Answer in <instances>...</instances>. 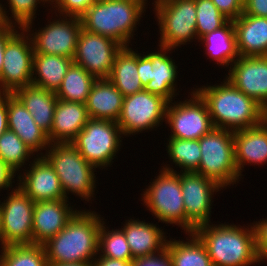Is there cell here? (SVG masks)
<instances>
[{
  "instance_id": "7a4b0ae2",
  "label": "cell",
  "mask_w": 267,
  "mask_h": 266,
  "mask_svg": "<svg viewBox=\"0 0 267 266\" xmlns=\"http://www.w3.org/2000/svg\"><path fill=\"white\" fill-rule=\"evenodd\" d=\"M193 233L204 244L213 266H249L260 263L256 249L254 224L250 228L209 223L196 227Z\"/></svg>"
},
{
  "instance_id": "277c9868",
  "label": "cell",
  "mask_w": 267,
  "mask_h": 266,
  "mask_svg": "<svg viewBox=\"0 0 267 266\" xmlns=\"http://www.w3.org/2000/svg\"><path fill=\"white\" fill-rule=\"evenodd\" d=\"M144 5L131 0H97L80 18L88 32L109 37L128 46ZM133 32V33H132Z\"/></svg>"
},
{
  "instance_id": "83f0119b",
  "label": "cell",
  "mask_w": 267,
  "mask_h": 266,
  "mask_svg": "<svg viewBox=\"0 0 267 266\" xmlns=\"http://www.w3.org/2000/svg\"><path fill=\"white\" fill-rule=\"evenodd\" d=\"M73 62V59L60 55L34 53L32 72L36 76L32 78L31 84L56 92Z\"/></svg>"
},
{
  "instance_id": "ac0fdd59",
  "label": "cell",
  "mask_w": 267,
  "mask_h": 266,
  "mask_svg": "<svg viewBox=\"0 0 267 266\" xmlns=\"http://www.w3.org/2000/svg\"><path fill=\"white\" fill-rule=\"evenodd\" d=\"M67 199L35 202L32 225L33 244L43 245L65 228L77 213Z\"/></svg>"
},
{
  "instance_id": "db71d44e",
  "label": "cell",
  "mask_w": 267,
  "mask_h": 266,
  "mask_svg": "<svg viewBox=\"0 0 267 266\" xmlns=\"http://www.w3.org/2000/svg\"><path fill=\"white\" fill-rule=\"evenodd\" d=\"M242 4H244L247 0H239Z\"/></svg>"
},
{
  "instance_id": "f35d334b",
  "label": "cell",
  "mask_w": 267,
  "mask_h": 266,
  "mask_svg": "<svg viewBox=\"0 0 267 266\" xmlns=\"http://www.w3.org/2000/svg\"><path fill=\"white\" fill-rule=\"evenodd\" d=\"M97 0H53L52 4L64 16L81 17ZM55 2V3H53Z\"/></svg>"
},
{
  "instance_id": "8d00e7d4",
  "label": "cell",
  "mask_w": 267,
  "mask_h": 266,
  "mask_svg": "<svg viewBox=\"0 0 267 266\" xmlns=\"http://www.w3.org/2000/svg\"><path fill=\"white\" fill-rule=\"evenodd\" d=\"M196 3V32L200 39L207 33L224 26L227 19L211 0H195Z\"/></svg>"
},
{
  "instance_id": "9a60e30c",
  "label": "cell",
  "mask_w": 267,
  "mask_h": 266,
  "mask_svg": "<svg viewBox=\"0 0 267 266\" xmlns=\"http://www.w3.org/2000/svg\"><path fill=\"white\" fill-rule=\"evenodd\" d=\"M65 18L50 22L42 30H38V33L34 32L35 35L31 34L33 37L30 35L34 53L74 59L82 21L80 17L65 16Z\"/></svg>"
},
{
  "instance_id": "bcb514c9",
  "label": "cell",
  "mask_w": 267,
  "mask_h": 266,
  "mask_svg": "<svg viewBox=\"0 0 267 266\" xmlns=\"http://www.w3.org/2000/svg\"><path fill=\"white\" fill-rule=\"evenodd\" d=\"M15 171L0 158V190L12 186Z\"/></svg>"
},
{
  "instance_id": "9c48e42d",
  "label": "cell",
  "mask_w": 267,
  "mask_h": 266,
  "mask_svg": "<svg viewBox=\"0 0 267 266\" xmlns=\"http://www.w3.org/2000/svg\"><path fill=\"white\" fill-rule=\"evenodd\" d=\"M154 5L161 46L173 49L197 37L195 0H156Z\"/></svg>"
},
{
  "instance_id": "7c38bea8",
  "label": "cell",
  "mask_w": 267,
  "mask_h": 266,
  "mask_svg": "<svg viewBox=\"0 0 267 266\" xmlns=\"http://www.w3.org/2000/svg\"><path fill=\"white\" fill-rule=\"evenodd\" d=\"M168 102L161 96L142 90L124 97L117 124L123 135H131L159 126L166 117ZM164 118V119H163Z\"/></svg>"
},
{
  "instance_id": "4316f807",
  "label": "cell",
  "mask_w": 267,
  "mask_h": 266,
  "mask_svg": "<svg viewBox=\"0 0 267 266\" xmlns=\"http://www.w3.org/2000/svg\"><path fill=\"white\" fill-rule=\"evenodd\" d=\"M160 46V52L148 53L147 56L152 61L151 81L148 82L145 91L164 98L168 103H172V97H175V79L177 78V66L167 51L172 48ZM164 51V52H163Z\"/></svg>"
},
{
  "instance_id": "f546056e",
  "label": "cell",
  "mask_w": 267,
  "mask_h": 266,
  "mask_svg": "<svg viewBox=\"0 0 267 266\" xmlns=\"http://www.w3.org/2000/svg\"><path fill=\"white\" fill-rule=\"evenodd\" d=\"M199 40L206 45V51L220 65L230 66L239 58L234 23L229 20L224 26L205 34ZM236 58V59H235Z\"/></svg>"
},
{
  "instance_id": "8992f818",
  "label": "cell",
  "mask_w": 267,
  "mask_h": 266,
  "mask_svg": "<svg viewBox=\"0 0 267 266\" xmlns=\"http://www.w3.org/2000/svg\"><path fill=\"white\" fill-rule=\"evenodd\" d=\"M48 147L50 150L43 157L58 175L65 199L70 191L89 201L94 194L95 167L71 143H50Z\"/></svg>"
},
{
  "instance_id": "816d5d0a",
  "label": "cell",
  "mask_w": 267,
  "mask_h": 266,
  "mask_svg": "<svg viewBox=\"0 0 267 266\" xmlns=\"http://www.w3.org/2000/svg\"><path fill=\"white\" fill-rule=\"evenodd\" d=\"M131 1H138V2L142 3L144 6H146L145 4H146L147 0H131Z\"/></svg>"
},
{
  "instance_id": "60d3db41",
  "label": "cell",
  "mask_w": 267,
  "mask_h": 266,
  "mask_svg": "<svg viewBox=\"0 0 267 266\" xmlns=\"http://www.w3.org/2000/svg\"><path fill=\"white\" fill-rule=\"evenodd\" d=\"M218 10L229 20H235L243 13V4L239 0H211Z\"/></svg>"
},
{
  "instance_id": "f1b7e54d",
  "label": "cell",
  "mask_w": 267,
  "mask_h": 266,
  "mask_svg": "<svg viewBox=\"0 0 267 266\" xmlns=\"http://www.w3.org/2000/svg\"><path fill=\"white\" fill-rule=\"evenodd\" d=\"M108 79L124 97L144 90L137 71V53L127 46L122 47Z\"/></svg>"
},
{
  "instance_id": "603a6c76",
  "label": "cell",
  "mask_w": 267,
  "mask_h": 266,
  "mask_svg": "<svg viewBox=\"0 0 267 266\" xmlns=\"http://www.w3.org/2000/svg\"><path fill=\"white\" fill-rule=\"evenodd\" d=\"M233 23L239 56H267V18L241 14Z\"/></svg>"
},
{
  "instance_id": "6da1fadb",
  "label": "cell",
  "mask_w": 267,
  "mask_h": 266,
  "mask_svg": "<svg viewBox=\"0 0 267 266\" xmlns=\"http://www.w3.org/2000/svg\"><path fill=\"white\" fill-rule=\"evenodd\" d=\"M223 82L196 89L208 106L215 128L234 132L257 126L266 119V110L259 103L238 90L229 80Z\"/></svg>"
},
{
  "instance_id": "d4e9b609",
  "label": "cell",
  "mask_w": 267,
  "mask_h": 266,
  "mask_svg": "<svg viewBox=\"0 0 267 266\" xmlns=\"http://www.w3.org/2000/svg\"><path fill=\"white\" fill-rule=\"evenodd\" d=\"M130 220L122 230L129 244L133 259L154 255L166 249L168 241L165 239V234L155 224H148L145 221L135 219Z\"/></svg>"
},
{
  "instance_id": "f6af8a7d",
  "label": "cell",
  "mask_w": 267,
  "mask_h": 266,
  "mask_svg": "<svg viewBox=\"0 0 267 266\" xmlns=\"http://www.w3.org/2000/svg\"><path fill=\"white\" fill-rule=\"evenodd\" d=\"M15 23H1L0 24V75L3 67V56L6 47L7 39L15 32L13 26Z\"/></svg>"
},
{
  "instance_id": "ee69618b",
  "label": "cell",
  "mask_w": 267,
  "mask_h": 266,
  "mask_svg": "<svg viewBox=\"0 0 267 266\" xmlns=\"http://www.w3.org/2000/svg\"><path fill=\"white\" fill-rule=\"evenodd\" d=\"M151 70H152V61L147 56H141L137 54V71L139 78L142 82L143 87L145 88L149 81H151Z\"/></svg>"
},
{
  "instance_id": "cb8c5ba5",
  "label": "cell",
  "mask_w": 267,
  "mask_h": 266,
  "mask_svg": "<svg viewBox=\"0 0 267 266\" xmlns=\"http://www.w3.org/2000/svg\"><path fill=\"white\" fill-rule=\"evenodd\" d=\"M124 96L107 79H97L85 103L88 115L93 119L117 122L122 110Z\"/></svg>"
},
{
  "instance_id": "2e32d148",
  "label": "cell",
  "mask_w": 267,
  "mask_h": 266,
  "mask_svg": "<svg viewBox=\"0 0 267 266\" xmlns=\"http://www.w3.org/2000/svg\"><path fill=\"white\" fill-rule=\"evenodd\" d=\"M181 171L180 183L186 217L196 227L209 223L211 198L215 191H219L221 186L199 173L183 172L182 169Z\"/></svg>"
},
{
  "instance_id": "1f68e13d",
  "label": "cell",
  "mask_w": 267,
  "mask_h": 266,
  "mask_svg": "<svg viewBox=\"0 0 267 266\" xmlns=\"http://www.w3.org/2000/svg\"><path fill=\"white\" fill-rule=\"evenodd\" d=\"M188 235L192 236L188 242L170 239L166 244L173 266H213L201 240L193 232Z\"/></svg>"
},
{
  "instance_id": "ba28073f",
  "label": "cell",
  "mask_w": 267,
  "mask_h": 266,
  "mask_svg": "<svg viewBox=\"0 0 267 266\" xmlns=\"http://www.w3.org/2000/svg\"><path fill=\"white\" fill-rule=\"evenodd\" d=\"M121 135L117 122L90 118L71 144L89 164L102 168L114 159Z\"/></svg>"
},
{
  "instance_id": "f907efd6",
  "label": "cell",
  "mask_w": 267,
  "mask_h": 266,
  "mask_svg": "<svg viewBox=\"0 0 267 266\" xmlns=\"http://www.w3.org/2000/svg\"><path fill=\"white\" fill-rule=\"evenodd\" d=\"M0 4V24L1 23H11L12 24V20H10L8 18V16L6 15L7 12L5 11V9H2L3 6Z\"/></svg>"
},
{
  "instance_id": "3957f363",
  "label": "cell",
  "mask_w": 267,
  "mask_h": 266,
  "mask_svg": "<svg viewBox=\"0 0 267 266\" xmlns=\"http://www.w3.org/2000/svg\"><path fill=\"white\" fill-rule=\"evenodd\" d=\"M101 220L96 213L78 211L64 229L43 244L47 262H93L99 253Z\"/></svg>"
},
{
  "instance_id": "4fadbf2b",
  "label": "cell",
  "mask_w": 267,
  "mask_h": 266,
  "mask_svg": "<svg viewBox=\"0 0 267 266\" xmlns=\"http://www.w3.org/2000/svg\"><path fill=\"white\" fill-rule=\"evenodd\" d=\"M192 95L188 101L167 104L165 119L173 132L171 138L196 140L214 128L206 102L197 92Z\"/></svg>"
},
{
  "instance_id": "7402d4cb",
  "label": "cell",
  "mask_w": 267,
  "mask_h": 266,
  "mask_svg": "<svg viewBox=\"0 0 267 266\" xmlns=\"http://www.w3.org/2000/svg\"><path fill=\"white\" fill-rule=\"evenodd\" d=\"M235 162L239 176L246 163L267 162V119L257 126L234 131Z\"/></svg>"
},
{
  "instance_id": "e0dca14e",
  "label": "cell",
  "mask_w": 267,
  "mask_h": 266,
  "mask_svg": "<svg viewBox=\"0 0 267 266\" xmlns=\"http://www.w3.org/2000/svg\"><path fill=\"white\" fill-rule=\"evenodd\" d=\"M226 79L267 111V56H239Z\"/></svg>"
},
{
  "instance_id": "7dc6e473",
  "label": "cell",
  "mask_w": 267,
  "mask_h": 266,
  "mask_svg": "<svg viewBox=\"0 0 267 266\" xmlns=\"http://www.w3.org/2000/svg\"><path fill=\"white\" fill-rule=\"evenodd\" d=\"M7 129H8L7 93L0 92V136Z\"/></svg>"
},
{
  "instance_id": "484cf974",
  "label": "cell",
  "mask_w": 267,
  "mask_h": 266,
  "mask_svg": "<svg viewBox=\"0 0 267 266\" xmlns=\"http://www.w3.org/2000/svg\"><path fill=\"white\" fill-rule=\"evenodd\" d=\"M13 94L31 113L35 123L48 135L58 100L56 93L31 84L17 89Z\"/></svg>"
},
{
  "instance_id": "b9f144b4",
  "label": "cell",
  "mask_w": 267,
  "mask_h": 266,
  "mask_svg": "<svg viewBox=\"0 0 267 266\" xmlns=\"http://www.w3.org/2000/svg\"><path fill=\"white\" fill-rule=\"evenodd\" d=\"M254 224L257 254L260 261H263L267 259V218Z\"/></svg>"
},
{
  "instance_id": "4dcf8cb0",
  "label": "cell",
  "mask_w": 267,
  "mask_h": 266,
  "mask_svg": "<svg viewBox=\"0 0 267 266\" xmlns=\"http://www.w3.org/2000/svg\"><path fill=\"white\" fill-rule=\"evenodd\" d=\"M96 80L83 67L73 62L55 92L56 96L60 100L85 104Z\"/></svg>"
},
{
  "instance_id": "d6986e66",
  "label": "cell",
  "mask_w": 267,
  "mask_h": 266,
  "mask_svg": "<svg viewBox=\"0 0 267 266\" xmlns=\"http://www.w3.org/2000/svg\"><path fill=\"white\" fill-rule=\"evenodd\" d=\"M35 160L32 165L29 164L30 171L27 170L24 177H18V187L33 202L65 199L60 179L50 163L43 156Z\"/></svg>"
},
{
  "instance_id": "836d02e7",
  "label": "cell",
  "mask_w": 267,
  "mask_h": 266,
  "mask_svg": "<svg viewBox=\"0 0 267 266\" xmlns=\"http://www.w3.org/2000/svg\"><path fill=\"white\" fill-rule=\"evenodd\" d=\"M167 149L168 157L181 167L183 172H196L198 170L201 159L199 139L182 140L170 137Z\"/></svg>"
},
{
  "instance_id": "30bf717a",
  "label": "cell",
  "mask_w": 267,
  "mask_h": 266,
  "mask_svg": "<svg viewBox=\"0 0 267 266\" xmlns=\"http://www.w3.org/2000/svg\"><path fill=\"white\" fill-rule=\"evenodd\" d=\"M21 30L22 34L15 30L6 42L0 75L2 93L13 94L17 89L31 85L32 82L33 44L28 35L25 37L24 28Z\"/></svg>"
},
{
  "instance_id": "5b68a950",
  "label": "cell",
  "mask_w": 267,
  "mask_h": 266,
  "mask_svg": "<svg viewBox=\"0 0 267 266\" xmlns=\"http://www.w3.org/2000/svg\"><path fill=\"white\" fill-rule=\"evenodd\" d=\"M160 172L141 199L159 221L181 225L187 234L192 233L196 226L186 217L180 173L167 166H163Z\"/></svg>"
},
{
  "instance_id": "ffe728a7",
  "label": "cell",
  "mask_w": 267,
  "mask_h": 266,
  "mask_svg": "<svg viewBox=\"0 0 267 266\" xmlns=\"http://www.w3.org/2000/svg\"><path fill=\"white\" fill-rule=\"evenodd\" d=\"M90 117L86 105L80 102L57 100L51 131L50 143H71L83 129Z\"/></svg>"
},
{
  "instance_id": "681fc988",
  "label": "cell",
  "mask_w": 267,
  "mask_h": 266,
  "mask_svg": "<svg viewBox=\"0 0 267 266\" xmlns=\"http://www.w3.org/2000/svg\"><path fill=\"white\" fill-rule=\"evenodd\" d=\"M48 266H92V262L48 263Z\"/></svg>"
},
{
  "instance_id": "f5cc1de1",
  "label": "cell",
  "mask_w": 267,
  "mask_h": 266,
  "mask_svg": "<svg viewBox=\"0 0 267 266\" xmlns=\"http://www.w3.org/2000/svg\"><path fill=\"white\" fill-rule=\"evenodd\" d=\"M0 221H1V212H0ZM0 242H1V222H0Z\"/></svg>"
},
{
  "instance_id": "c3c4849f",
  "label": "cell",
  "mask_w": 267,
  "mask_h": 266,
  "mask_svg": "<svg viewBox=\"0 0 267 266\" xmlns=\"http://www.w3.org/2000/svg\"><path fill=\"white\" fill-rule=\"evenodd\" d=\"M99 259H94L92 266H131L130 261H123L119 259H112L104 256L98 257Z\"/></svg>"
},
{
  "instance_id": "52a82bcc",
  "label": "cell",
  "mask_w": 267,
  "mask_h": 266,
  "mask_svg": "<svg viewBox=\"0 0 267 266\" xmlns=\"http://www.w3.org/2000/svg\"><path fill=\"white\" fill-rule=\"evenodd\" d=\"M201 159L196 173L217 182L222 188L239 179L235 162L233 131L213 128L199 139Z\"/></svg>"
},
{
  "instance_id": "ab89813d",
  "label": "cell",
  "mask_w": 267,
  "mask_h": 266,
  "mask_svg": "<svg viewBox=\"0 0 267 266\" xmlns=\"http://www.w3.org/2000/svg\"><path fill=\"white\" fill-rule=\"evenodd\" d=\"M131 266H173V262L167 249H164L157 253V255L154 254L133 259Z\"/></svg>"
},
{
  "instance_id": "e575fe53",
  "label": "cell",
  "mask_w": 267,
  "mask_h": 266,
  "mask_svg": "<svg viewBox=\"0 0 267 266\" xmlns=\"http://www.w3.org/2000/svg\"><path fill=\"white\" fill-rule=\"evenodd\" d=\"M32 154L34 152L10 129L0 136V158L15 172Z\"/></svg>"
},
{
  "instance_id": "5bb4252c",
  "label": "cell",
  "mask_w": 267,
  "mask_h": 266,
  "mask_svg": "<svg viewBox=\"0 0 267 266\" xmlns=\"http://www.w3.org/2000/svg\"><path fill=\"white\" fill-rule=\"evenodd\" d=\"M122 45L109 37L81 29L77 40L74 63L96 79H107Z\"/></svg>"
},
{
  "instance_id": "7bdbcfd3",
  "label": "cell",
  "mask_w": 267,
  "mask_h": 266,
  "mask_svg": "<svg viewBox=\"0 0 267 266\" xmlns=\"http://www.w3.org/2000/svg\"><path fill=\"white\" fill-rule=\"evenodd\" d=\"M242 14L267 18V0H247Z\"/></svg>"
},
{
  "instance_id": "44dd1931",
  "label": "cell",
  "mask_w": 267,
  "mask_h": 266,
  "mask_svg": "<svg viewBox=\"0 0 267 266\" xmlns=\"http://www.w3.org/2000/svg\"><path fill=\"white\" fill-rule=\"evenodd\" d=\"M7 115L8 129L16 133L33 152L48 148L50 142L47 134L35 123L22 102L11 93H7Z\"/></svg>"
},
{
  "instance_id": "8fae6325",
  "label": "cell",
  "mask_w": 267,
  "mask_h": 266,
  "mask_svg": "<svg viewBox=\"0 0 267 266\" xmlns=\"http://www.w3.org/2000/svg\"><path fill=\"white\" fill-rule=\"evenodd\" d=\"M0 204L1 247L33 244L32 225L35 202L19 187Z\"/></svg>"
},
{
  "instance_id": "74e56055",
  "label": "cell",
  "mask_w": 267,
  "mask_h": 266,
  "mask_svg": "<svg viewBox=\"0 0 267 266\" xmlns=\"http://www.w3.org/2000/svg\"><path fill=\"white\" fill-rule=\"evenodd\" d=\"M42 2H47V0H40ZM39 0H9V9H11L12 17L15 23L19 25V29L24 28L26 32L30 29L32 24L35 9H37V4L40 3ZM39 2V3H37ZM36 7V8H35ZM21 27V28H20Z\"/></svg>"
},
{
  "instance_id": "d590c367",
  "label": "cell",
  "mask_w": 267,
  "mask_h": 266,
  "mask_svg": "<svg viewBox=\"0 0 267 266\" xmlns=\"http://www.w3.org/2000/svg\"><path fill=\"white\" fill-rule=\"evenodd\" d=\"M104 221L99 231L98 250L101 256L132 262L133 257L123 230H107Z\"/></svg>"
},
{
  "instance_id": "d6a6232c",
  "label": "cell",
  "mask_w": 267,
  "mask_h": 266,
  "mask_svg": "<svg viewBox=\"0 0 267 266\" xmlns=\"http://www.w3.org/2000/svg\"><path fill=\"white\" fill-rule=\"evenodd\" d=\"M1 251L0 266H48L43 245H9Z\"/></svg>"
}]
</instances>
